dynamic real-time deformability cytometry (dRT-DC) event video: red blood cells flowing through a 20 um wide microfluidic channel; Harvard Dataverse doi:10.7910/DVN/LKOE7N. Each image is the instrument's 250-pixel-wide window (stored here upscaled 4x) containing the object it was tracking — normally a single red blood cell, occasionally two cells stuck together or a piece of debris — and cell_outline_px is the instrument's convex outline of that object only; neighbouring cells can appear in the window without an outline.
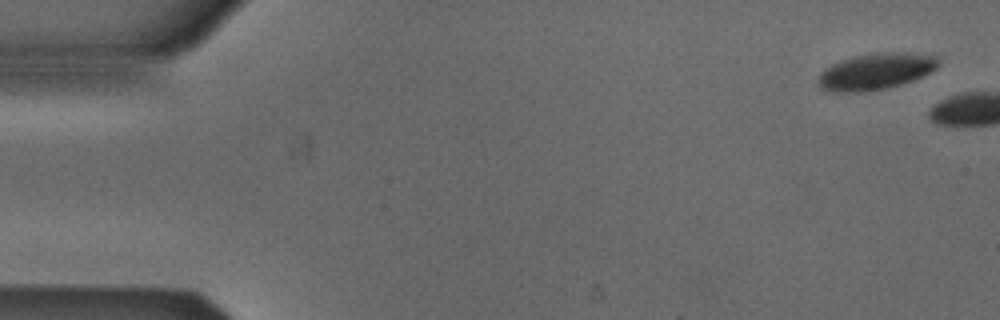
{"species": "Egyptian fruit bat (a non-hibernating species)", "species_latin": "Rousettus aegyptiacus", "temperature_condition": "cold", "stored_images_in_passage": 3, "camera_frame_rate_fps": 3000, "um_per_image_px": 0.085, "animal": {"sex": "male"}, "frame": {"image": 1, "passage_image": 1, "time_ms": 0.0, "image_size_px": [1000, 320], "cell_outline_px": [[940, 64], [936, 68], [912, 80], [888, 88], [868, 92], [832, 92], [820, 88], [816, 80], [820, 72], [824, 68], [832, 64], [856, 56], [876, 52], [936, 52], [940, 60]], "centroid_in_image_um": [74.48, 6.05], "position_along_channel_um": 10.5, "area_um2": 26.07}}